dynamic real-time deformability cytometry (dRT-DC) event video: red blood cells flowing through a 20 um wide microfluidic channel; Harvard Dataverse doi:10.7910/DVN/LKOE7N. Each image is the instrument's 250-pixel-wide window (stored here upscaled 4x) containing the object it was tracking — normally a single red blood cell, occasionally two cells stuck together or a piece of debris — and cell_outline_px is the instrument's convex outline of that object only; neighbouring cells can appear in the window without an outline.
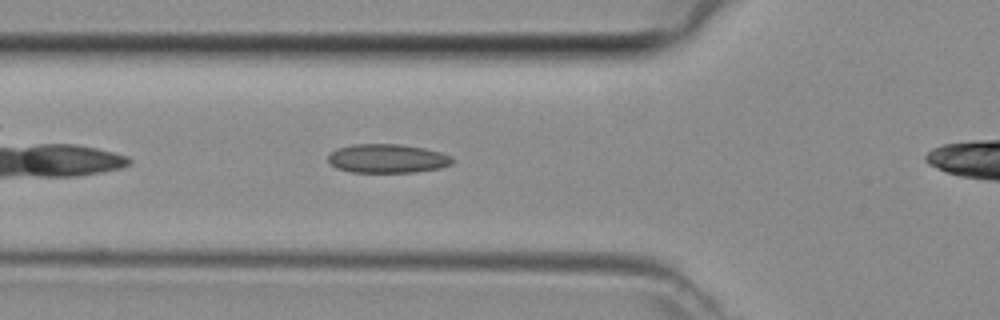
{"species": "common noctule bat (a hibernating species)", "species_latin": "Nyctalus noctula", "temperature_condition": "room temperature", "stored_images_in_passage": 28, "camera_frame_rate_fps": 3000, "um_per_image_px": 0.085, "animal": {"sex": "female", "body_mass_g": 29.2, "forearm_length_mm": 56.3}, "frame": {"image": 1, "passage_image": 4, "time_ms": 1.0, "image_size_px": [1000, 320], "cell_outline_px": [[452, 164], [440, 168], [416, 172], [352, 172], [336, 168], [328, 160], [328, 156], [336, 148], [352, 144], [400, 144], [424, 148], [440, 152], [452, 156]], "centroid_in_image_um": [32.93, 13.47], "position_along_channel_um": 92.9, "area_um2": 20.92}}
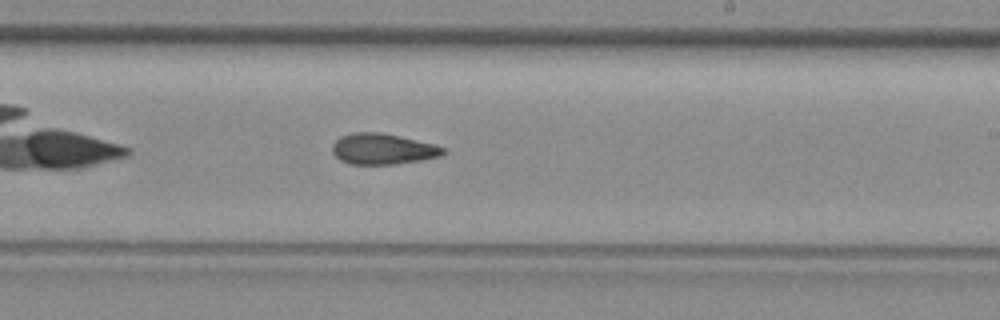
{"frame": {"image": 2, "passage_image": 15, "time_ms": 4.667, "image_size_px": [1000, 320], "cell_outline_px": [[448, 152], [444, 156], [396, 164], [348, 164], [340, 160], [332, 152], [332, 144], [340, 136], [352, 132], [380, 132], [436, 144], [444, 148]], "centroid_in_image_um": [32.56, 12.66], "position_along_channel_um": 256.4, "area_um2": 20.17}}
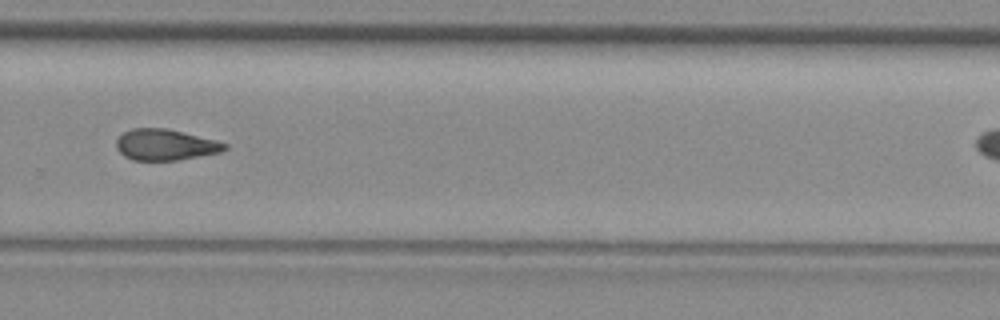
{"frame": {"image": 3, "passage_image": 19, "time_ms": 6.0, "image_size_px": [1000, 320], "cell_outline_px": [[228, 148], [220, 152], [176, 160], [132, 160], [124, 156], [116, 148], [116, 140], [124, 132], [132, 128], [168, 128], [216, 140], [228, 144]], "centroid_in_image_um": [14.04, 12.29], "position_along_channel_um": 315.8, "area_um2": 19.59}}